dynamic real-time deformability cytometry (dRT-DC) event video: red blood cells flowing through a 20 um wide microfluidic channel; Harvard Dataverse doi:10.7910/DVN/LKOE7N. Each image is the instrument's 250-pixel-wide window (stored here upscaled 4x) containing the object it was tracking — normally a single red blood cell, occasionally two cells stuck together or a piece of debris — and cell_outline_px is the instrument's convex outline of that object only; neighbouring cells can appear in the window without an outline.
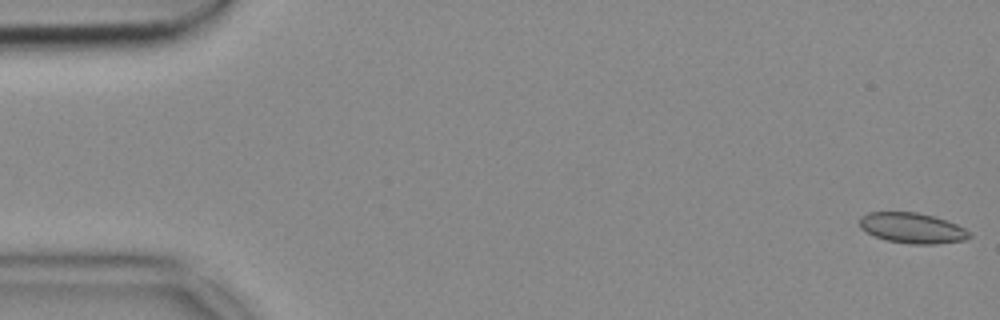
{"species": "common noctule bat (a hibernating species)", "species_latin": "Nyctalus noctula", "temperature_condition": "cold", "stored_images_in_passage": 53, "camera_frame_rate_fps": 3000, "um_per_image_px": 0.085, "animal": {"sex": "female", "body_mass_g": 18.4}, "frame": {"image": 1, "passage_image": 1, "time_ms": 0.0, "image_size_px": [1000, 320], "cell_outline_px": [[972, 236], [964, 240], [936, 244], [908, 244], [888, 240], [876, 236], [860, 228], [860, 216], [868, 212], [916, 212], [936, 216], [956, 224], [972, 232]], "centroid_in_image_um": [77.57, 19.38], "position_along_channel_um": 7.4, "area_um2": 19.54}}
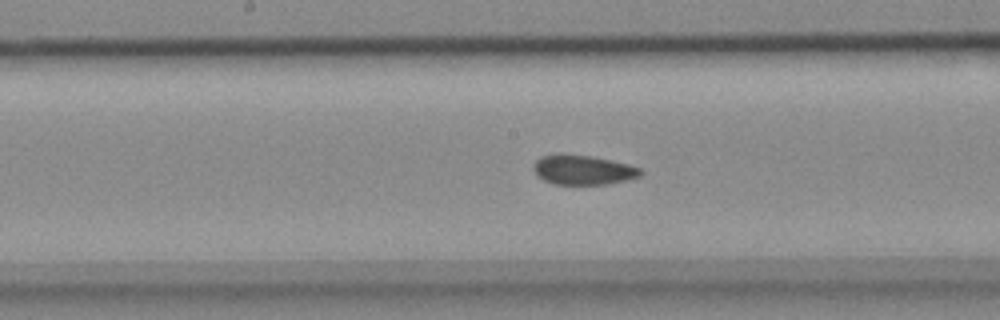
{"frame": {"image": 2, "passage_image": 27, "time_ms": 8.667, "image_size_px": [1000, 320], "cell_outline_px": [[644, 172], [640, 176], [608, 184], [552, 184], [536, 176], [532, 168], [536, 160], [540, 156], [592, 156], [628, 164], [640, 168]], "centroid_in_image_um": [49.56, 14.47], "position_along_channel_um": 198.6, "area_um2": 18.03}}
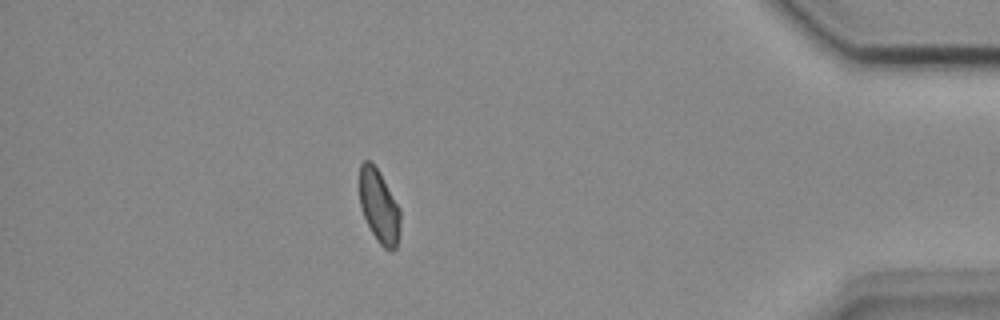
{"frame": {"image": 3, "passage_image": 47, "time_ms": 15.333, "image_size_px": [1000, 320], "cell_outline_px": [[400, 236], [396, 248], [392, 252], [384, 248], [376, 240], [360, 208], [360, 164], [364, 160], [368, 160], [380, 172], [400, 208]], "centroid_in_image_um": [32.24, 17.58], "position_along_channel_um": 403.0, "area_um2": 17.51}}